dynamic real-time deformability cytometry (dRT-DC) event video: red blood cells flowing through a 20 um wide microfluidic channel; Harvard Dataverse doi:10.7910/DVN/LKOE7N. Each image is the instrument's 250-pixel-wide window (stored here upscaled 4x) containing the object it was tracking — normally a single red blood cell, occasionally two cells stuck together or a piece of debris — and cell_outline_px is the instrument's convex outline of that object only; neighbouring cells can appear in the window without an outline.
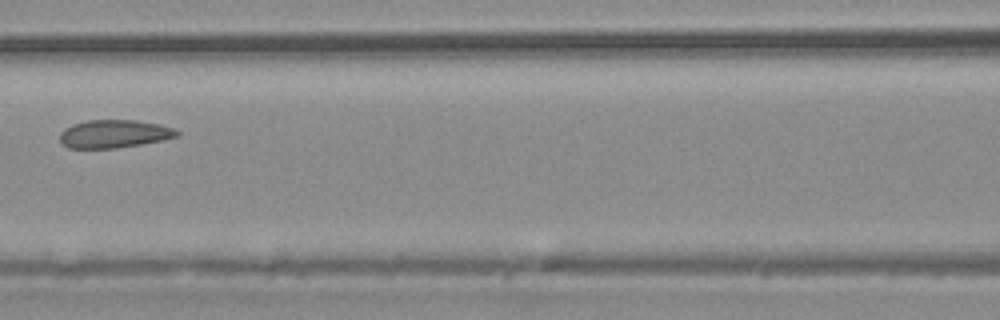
{"species": "common noctule bat (a hibernating species)", "species_latin": "Nyctalus noctula", "temperature_condition": "warm", "stored_images_in_passage": 5, "camera_frame_rate_fps": 3000, "um_per_image_px": 0.085, "animal": {"sex": "male", "body_mass_g": 20.4}, "frame": {"image": 1, "passage_image": 5, "time_ms": 5.333, "image_size_px": [1000, 320], "cell_outline_px": [[180, 136], [164, 140], [116, 148], [68, 148], [60, 144], [60, 132], [64, 128], [72, 124], [88, 120], [136, 120], [160, 124], [172, 128], [180, 132]], "centroid_in_image_um": [9.69, 11.38], "position_along_channel_um": 156.9, "area_um2": 19.31}}